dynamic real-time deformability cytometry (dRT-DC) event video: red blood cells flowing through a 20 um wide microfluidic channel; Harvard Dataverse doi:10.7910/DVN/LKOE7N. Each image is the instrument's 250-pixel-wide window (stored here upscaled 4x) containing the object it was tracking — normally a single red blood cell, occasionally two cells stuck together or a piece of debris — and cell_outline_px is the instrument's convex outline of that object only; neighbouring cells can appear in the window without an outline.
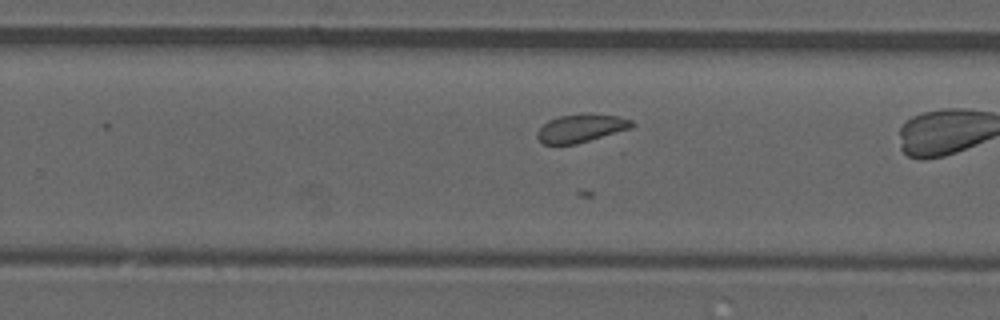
{"species": "common noctule bat (a hibernating species)", "species_latin": "Nyctalus noctula", "temperature_condition": "room temperature", "stored_images_in_passage": 36, "camera_frame_rate_fps": 3000, "um_per_image_px": 0.085, "animal": {"sex": "male", "forearm_length_mm": 52.5}, "frame": {"image": 1, "passage_image": 16, "time_ms": 5.0, "image_size_px": [1000, 320], "cell_outline_px": [[636, 124], [632, 128], [576, 144], [544, 144], [536, 136], [536, 132], [548, 120], [560, 116], [588, 112], [592, 112], [620, 116], [632, 120]], "centroid_in_image_um": [49.44, 10.87], "position_along_channel_um": 280.4, "area_um2": 15.78}}